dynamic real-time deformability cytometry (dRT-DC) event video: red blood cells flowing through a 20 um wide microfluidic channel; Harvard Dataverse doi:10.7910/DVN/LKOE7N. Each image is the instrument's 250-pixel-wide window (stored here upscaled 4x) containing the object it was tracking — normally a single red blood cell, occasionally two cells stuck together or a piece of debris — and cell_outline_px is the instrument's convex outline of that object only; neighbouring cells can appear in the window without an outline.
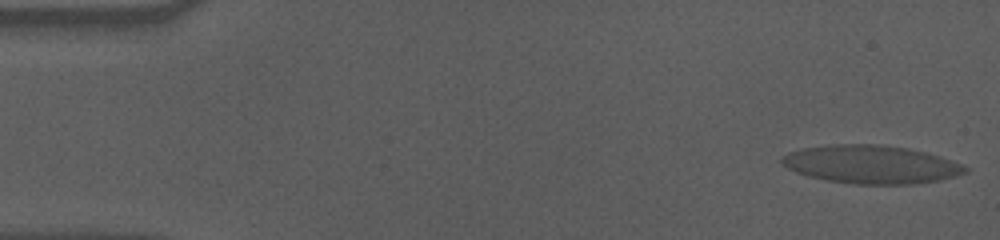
{"species": "human", "species_latin": "Homo sapiens", "temperature_condition": "cold", "stored_images_in_passage": 57, "camera_frame_rate_fps": 3000, "um_per_image_px": 0.085, "donor": {"sex": "male"}, "frame": {"image": 1, "passage_image": 1, "time_ms": 0.0, "image_size_px": [1000, 240], "cell_outline_px": [[968, 172], [956, 176], [940, 180], [912, 184], [856, 184], [828, 180], [808, 176], [796, 172], [780, 164], [780, 160], [788, 152], [800, 148], [832, 144], [876, 144], [908, 148], [940, 156], [964, 164], [968, 168]], "centroid_in_image_um": [74.05, 13.97], "position_along_channel_um": 11.0, "area_um2": 40.98}}
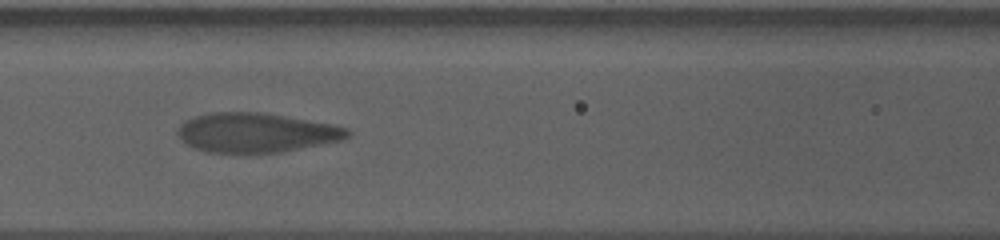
{"frame": {"image": 2, "passage_image": 24, "time_ms": 7.667, "image_size_px": [1000, 240], "cell_outline_px": [[352, 132], [344, 140], [284, 152], [208, 152], [196, 148], [180, 140], [176, 132], [180, 124], [196, 116], [212, 112], [260, 112], [332, 124], [348, 128]], "centroid_in_image_um": [21.8, 11.27], "position_along_channel_um": 144.8, "area_um2": 38.9}}
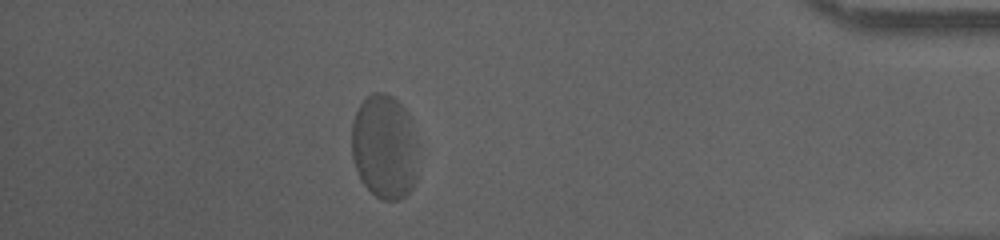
{"frame": {"image": 3, "passage_image": 50, "time_ms": 16.333, "image_size_px": [1000, 240], "cell_outline_px": [[416, 180], [412, 188], [400, 200], [380, 200], [360, 180], [352, 156], [352, 124], [356, 112], [360, 104], [372, 92], [384, 92], [392, 96], [412, 116], [416, 140]], "centroid_in_image_um": [32.69, 12.47], "position_along_channel_um": 402.5, "area_um2": 40.75}, "authors_computed_cell_mechanics": {"area_um2": 40.5756, "velocity_mm_per_s": 3.4689, "shape_relaxation_time_tau1_ms": 5.2084, "shape_relaxation_time_tau2_ms": 1.3931, "deformation_change_tau1": 0.1614, "deformation_change_tau2": 0.0764}}